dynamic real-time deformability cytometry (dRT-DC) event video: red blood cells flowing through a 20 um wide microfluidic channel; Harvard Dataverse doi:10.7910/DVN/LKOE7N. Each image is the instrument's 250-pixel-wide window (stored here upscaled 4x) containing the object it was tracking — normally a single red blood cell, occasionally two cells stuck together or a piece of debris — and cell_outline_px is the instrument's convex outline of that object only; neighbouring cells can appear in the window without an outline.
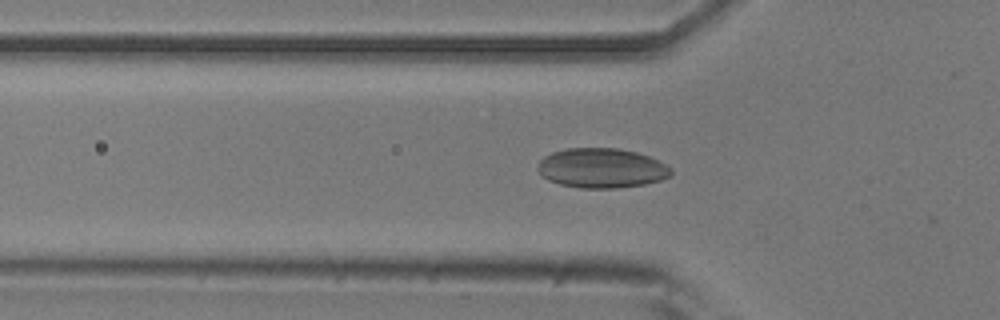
{"species": "common noctule bat (a hibernating species)", "species_latin": "Nyctalus noctula", "temperature_condition": "room temperature", "stored_images_in_passage": 27, "camera_frame_rate_fps": 3000, "um_per_image_px": 0.085, "animal": {"sex": "male", "body_mass_g": 20.5, "forearm_length_mm": 52.5}, "frame": {"image": 1, "passage_image": 2, "time_ms": 0.333, "image_size_px": [1000, 320], "cell_outline_px": [[672, 172], [668, 176], [660, 180], [644, 184], [616, 188], [580, 188], [560, 184], [548, 180], [540, 176], [540, 160], [544, 156], [552, 152], [568, 148], [616, 148], [636, 152], [648, 156], [672, 168]], "centroid_in_image_um": [51.12, 14.29], "position_along_channel_um": 74.7, "area_um2": 30.58}}
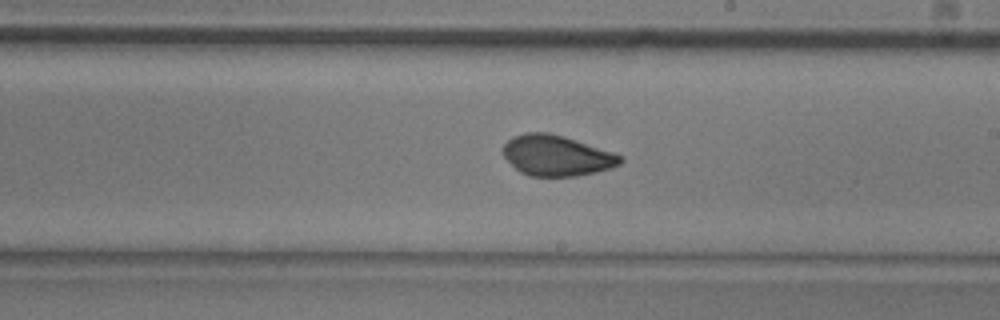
{"frame": {"image": 2, "passage_image": 15, "time_ms": 4.667, "image_size_px": [1000, 320], "cell_outline_px": [[624, 160], [620, 164], [612, 168], [596, 172], [576, 176], [532, 176], [520, 172], [504, 156], [504, 144], [512, 136], [524, 132], [548, 132], [564, 136], [624, 156]], "centroid_in_image_um": [47.33, 13.22], "position_along_channel_um": 241.7, "area_um2": 27.69}}
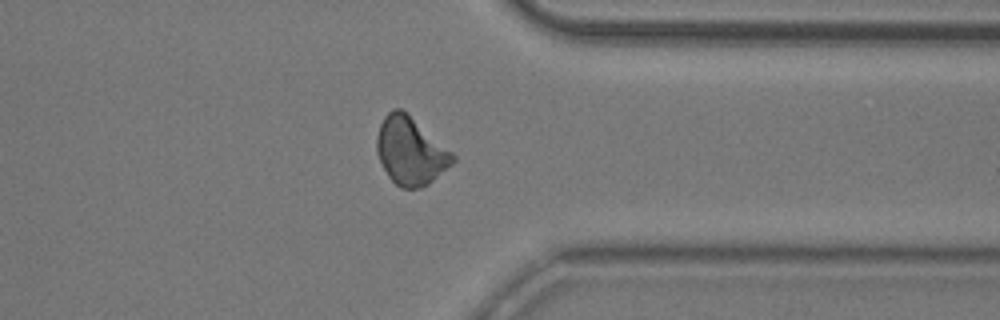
{"frame": {"image": 3, "passage_image": 26, "time_ms": 8.333, "image_size_px": [1000, 320], "cell_outline_px": [[456, 160], [452, 164], [428, 184], [420, 188], [400, 188], [388, 176], [376, 152], [376, 136], [380, 124], [384, 116], [392, 108], [400, 108], [452, 152], [456, 156]], "centroid_in_image_um": [34.87, 12.85], "position_along_channel_um": 376.5, "area_um2": 29.54}}